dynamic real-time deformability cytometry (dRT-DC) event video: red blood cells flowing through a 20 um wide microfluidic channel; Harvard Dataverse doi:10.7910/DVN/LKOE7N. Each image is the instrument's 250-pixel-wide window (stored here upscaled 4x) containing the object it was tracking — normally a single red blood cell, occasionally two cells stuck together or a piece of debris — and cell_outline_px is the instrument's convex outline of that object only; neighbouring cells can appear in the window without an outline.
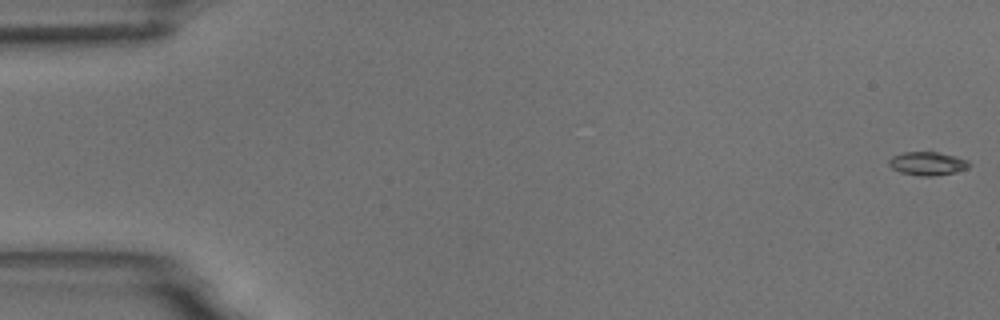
{"species": "common noctule bat (a hibernating species)", "species_latin": "Nyctalus noctula", "temperature_condition": "room temperature", "stored_images_in_passage": 3, "camera_frame_rate_fps": 3000, "um_per_image_px": 0.085, "animal": {"sex": "male", "body_mass_g": 18.8}, "frame": {"image": 1, "passage_image": 1, "time_ms": 0.0, "image_size_px": [1000, 320], "cell_outline_px": [[972, 164], [968, 168], [956, 172], [936, 176], [920, 176], [900, 172], [892, 168], [888, 164], [888, 160], [892, 156], [904, 152], [936, 152], [956, 156], [968, 160]], "centroid_in_image_um": [78.86, 13.9], "position_along_channel_um": 6.1, "area_um2": 11.1}}